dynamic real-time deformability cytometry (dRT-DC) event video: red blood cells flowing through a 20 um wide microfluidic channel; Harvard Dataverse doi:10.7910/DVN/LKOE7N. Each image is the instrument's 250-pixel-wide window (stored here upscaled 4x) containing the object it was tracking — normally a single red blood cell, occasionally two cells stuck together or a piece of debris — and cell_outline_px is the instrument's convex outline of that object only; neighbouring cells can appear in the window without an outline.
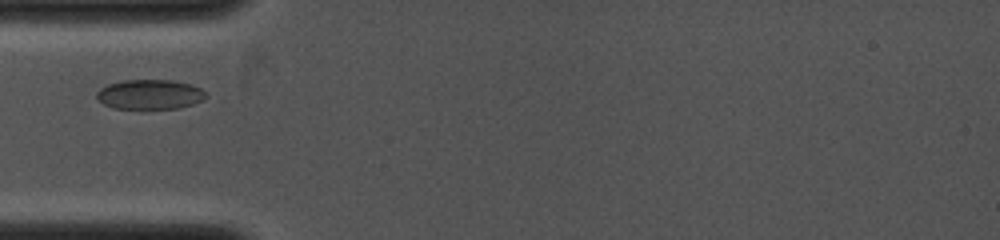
{"species": "common noctule bat (a hibernating species)", "species_latin": "Nyctalus noctula", "temperature_condition": "cold", "stored_images_in_passage": 2, "camera_frame_rate_fps": 4000, "um_per_image_px": 0.085, "animal": {"sex": "female", "body_mass_g": 19.0, "forearm_length_mm": 53.3}, "frame": {"image": 1, "passage_image": 2, "time_ms": 1.0, "image_size_px": [1000, 240], "cell_outline_px": [[208, 96], [192, 104], [180, 108], [112, 108], [104, 104], [96, 96], [96, 92], [100, 88], [108, 84], [124, 80], [172, 80], [188, 84], [200, 88]], "centroid_in_image_um": [12.71, 8.02], "position_along_channel_um": 72.3, "area_um2": 18.67}}